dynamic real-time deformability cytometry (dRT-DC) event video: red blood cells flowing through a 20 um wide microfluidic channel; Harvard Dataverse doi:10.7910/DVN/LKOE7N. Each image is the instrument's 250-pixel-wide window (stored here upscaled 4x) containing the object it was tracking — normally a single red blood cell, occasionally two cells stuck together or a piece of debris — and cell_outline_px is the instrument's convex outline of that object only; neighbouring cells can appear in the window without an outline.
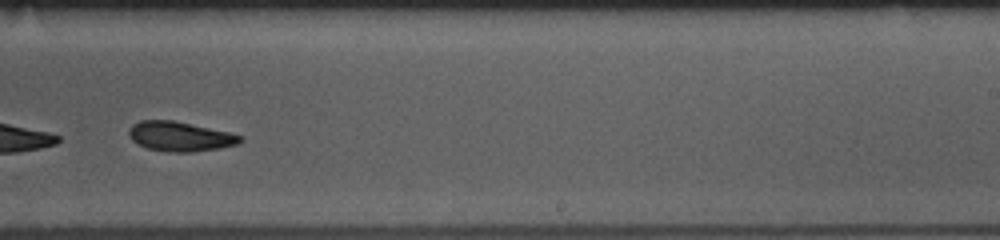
{"species": "common noctule bat (a hibernating species)", "species_latin": "Nyctalus noctula", "temperature_condition": "room temperature", "stored_images_in_passage": 35, "camera_frame_rate_fps": 3000, "um_per_image_px": 0.085, "animal": {"sex": "female", "body_mass_g": 10.0, "forearm_length_mm": 53.1}, "frame": {"image": 1, "passage_image": 20, "time_ms": 6.333, "image_size_px": [1000, 240], "cell_outline_px": [[244, 140], [236, 144], [220, 148], [192, 152], [168, 152], [148, 148], [132, 140], [128, 132], [128, 128], [132, 124], [140, 120], [172, 120], [228, 132], [244, 136]], "centroid_in_image_um": [15.3, 11.59], "position_along_channel_um": 273.7, "area_um2": 19.13}, "authors_computed_cell_mechanics": {"area_um2": 19.7676, "velocity_mm_per_s": 3.7388, "shape_relaxation_time_tau1_ms": 4.8098, "shape_relaxation_time_tau2_ms": 2.9052, "deformation_change_tau1": 0.1173, "deformation_change_tau2": 0.085}}